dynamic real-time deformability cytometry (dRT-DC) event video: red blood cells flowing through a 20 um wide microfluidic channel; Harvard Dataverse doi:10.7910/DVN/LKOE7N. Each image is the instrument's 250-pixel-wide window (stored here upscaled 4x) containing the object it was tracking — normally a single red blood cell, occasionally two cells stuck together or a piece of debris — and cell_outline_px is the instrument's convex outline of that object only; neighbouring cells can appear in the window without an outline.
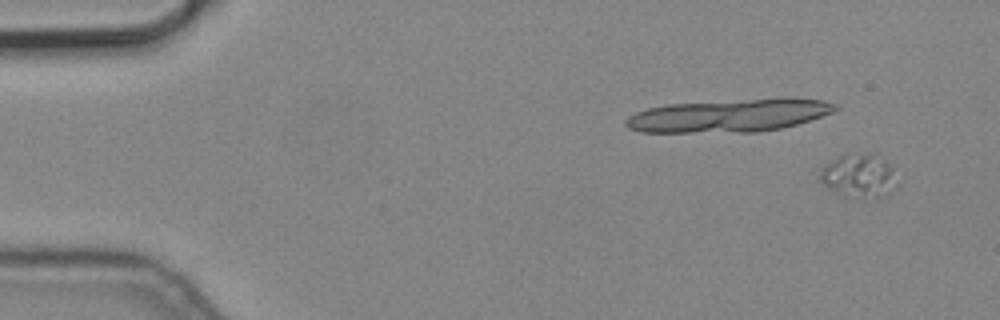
{"species": "common noctule bat (a hibernating species)", "species_latin": "Nyctalus noctula", "temperature_condition": "cold", "stored_images_in_passage": 6, "camera_frame_rate_fps": 3000, "um_per_image_px": 0.085, "animal": {"sex": "male", "body_mass_g": 19.2, "forearm_length_mm": 51.8}, "frame": {"image": 1, "passage_image": 1, "time_ms": 0.0, "image_size_px": [1000, 320], "cell_outline_px": [[896, 188], [888, 196], [844, 196], [828, 188], [816, 180], [820, 168], [824, 164], [840, 156], [872, 152], [888, 164], [892, 168], [896, 184]], "centroid_in_image_um": [72.95, 14.94], "position_along_channel_um": 12.1, "area_um2": 19.48}}
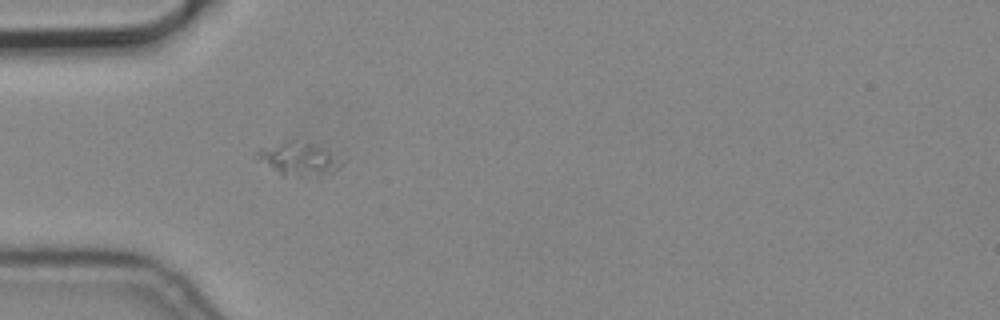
{"frame": {"image": 2, "passage_image": 5, "time_ms": 1.333, "image_size_px": [1000, 320], "cell_outline_px": [[340, 168], [332, 172], [300, 176], [280, 176], [256, 160], [256, 152], [260, 148], [288, 140], [292, 140], [312, 144], [320, 148], [340, 164]], "centroid_in_image_um": [25.17, 13.52], "position_along_channel_um": 59.8, "area_um2": 15.61}}
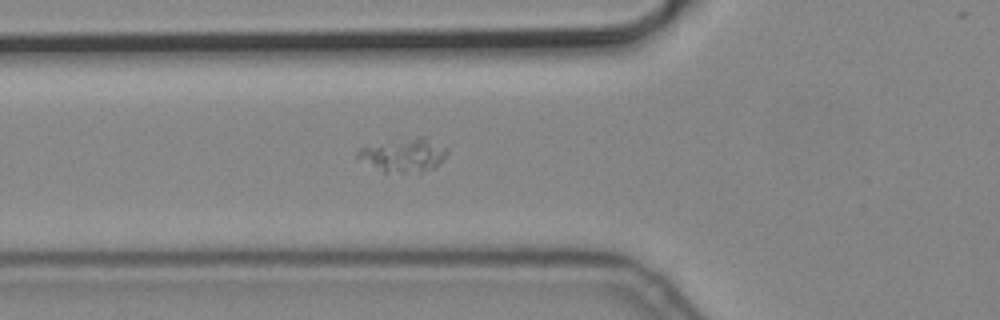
{"frame": {"image": 3, "passage_image": 6, "time_ms": 1.667, "image_size_px": [1000, 320], "cell_outline_px": [[448, 152], [436, 168], [420, 176], [384, 172], [356, 156], [356, 152], [360, 148], [392, 140], [420, 136], [428, 136], [448, 148]], "centroid_in_image_um": [34.43, 13.22], "position_along_channel_um": 91.4, "area_um2": 18.26}}